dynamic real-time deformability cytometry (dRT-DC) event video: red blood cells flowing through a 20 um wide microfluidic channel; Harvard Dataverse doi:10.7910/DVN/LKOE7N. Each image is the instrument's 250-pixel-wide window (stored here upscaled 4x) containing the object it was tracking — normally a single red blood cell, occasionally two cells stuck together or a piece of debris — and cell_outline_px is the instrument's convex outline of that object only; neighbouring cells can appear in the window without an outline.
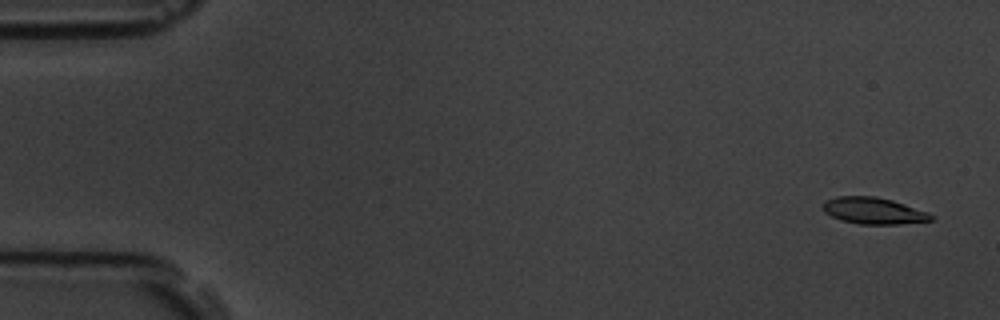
{"species": "common noctule bat (a hibernating species)", "species_latin": "Nyctalus noctula", "temperature_condition": "room temperature", "stored_images_in_passage": 15, "camera_frame_rate_fps": 3000, "um_per_image_px": 0.085, "animal": {"sex": "male", "body_mass_g": 19.5, "forearm_length_mm": 54.6}, "frame": {"image": 1, "passage_image": 1, "time_ms": 0.0, "image_size_px": [1000, 320], "cell_outline_px": [[936, 220], [900, 224], [860, 224], [840, 220], [824, 212], [824, 200], [836, 196], [876, 196], [892, 200], [928, 212], [936, 216]], "centroid_in_image_um": [74.29, 17.92], "position_along_channel_um": 10.7, "area_um2": 16.88}}
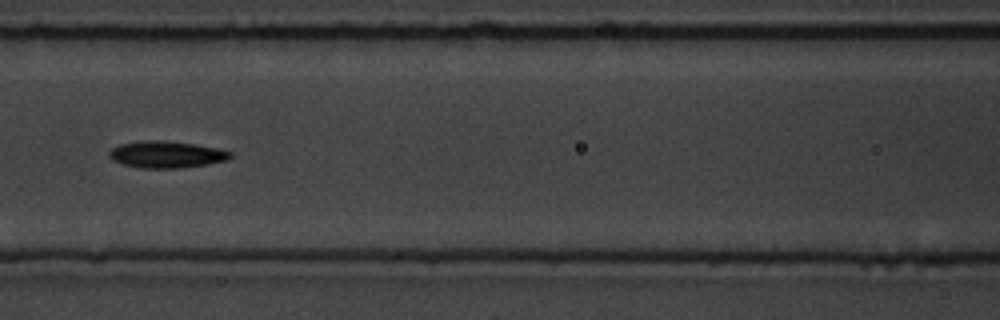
{"frame": {"image": 2, "passage_image": 7, "time_ms": 2.0, "image_size_px": [1000, 320], "cell_outline_px": [[232, 156], [228, 160], [208, 164], [180, 168], [140, 168], [124, 164], [112, 160], [108, 156], [108, 152], [112, 148], [120, 144], [144, 140], [160, 140], [196, 144], [220, 148], [232, 152]], "centroid_in_image_um": [14.17, 13.13], "position_along_channel_um": 152.4, "area_um2": 19.07}}
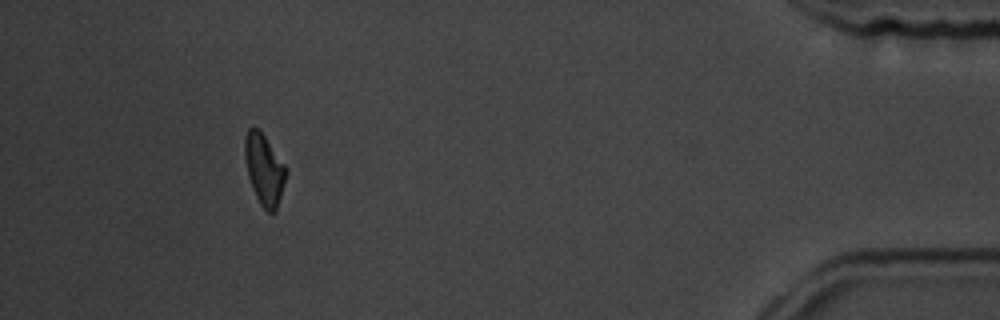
{"frame": {"image": 3, "passage_image": 14, "time_ms": 4.333, "image_size_px": [1000, 320], "cell_outline_px": [[288, 172], [276, 212], [268, 212], [260, 204], [252, 188], [248, 176], [244, 156], [244, 136], [248, 128], [252, 124], [260, 128], [288, 168]], "centroid_in_image_um": [22.46, 14.33], "position_along_channel_um": 412.7, "area_um2": 17.63}}